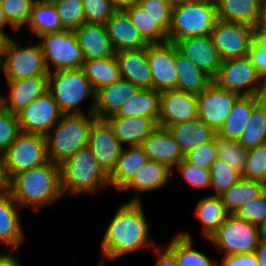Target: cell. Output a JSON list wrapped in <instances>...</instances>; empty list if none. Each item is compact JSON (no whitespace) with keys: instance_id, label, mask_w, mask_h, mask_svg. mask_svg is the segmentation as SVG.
<instances>
[{"instance_id":"277c9868","label":"cell","mask_w":266,"mask_h":266,"mask_svg":"<svg viewBox=\"0 0 266 266\" xmlns=\"http://www.w3.org/2000/svg\"><path fill=\"white\" fill-rule=\"evenodd\" d=\"M95 118L93 114H63L45 136L49 161L61 166L80 148L87 146Z\"/></svg>"},{"instance_id":"44dd1931","label":"cell","mask_w":266,"mask_h":266,"mask_svg":"<svg viewBox=\"0 0 266 266\" xmlns=\"http://www.w3.org/2000/svg\"><path fill=\"white\" fill-rule=\"evenodd\" d=\"M105 28L115 52L143 49L149 45L124 10H115Z\"/></svg>"},{"instance_id":"f546056e","label":"cell","mask_w":266,"mask_h":266,"mask_svg":"<svg viewBox=\"0 0 266 266\" xmlns=\"http://www.w3.org/2000/svg\"><path fill=\"white\" fill-rule=\"evenodd\" d=\"M172 136L179 144L181 151L186 154L192 148L212 140L216 132L202 120L195 119L168 127Z\"/></svg>"},{"instance_id":"30bf717a","label":"cell","mask_w":266,"mask_h":266,"mask_svg":"<svg viewBox=\"0 0 266 266\" xmlns=\"http://www.w3.org/2000/svg\"><path fill=\"white\" fill-rule=\"evenodd\" d=\"M10 37L1 61L5 81H15L33 76L49 75L40 43L27 46Z\"/></svg>"},{"instance_id":"7402d4cb","label":"cell","mask_w":266,"mask_h":266,"mask_svg":"<svg viewBox=\"0 0 266 266\" xmlns=\"http://www.w3.org/2000/svg\"><path fill=\"white\" fill-rule=\"evenodd\" d=\"M173 172L174 171L164 163L148 160L120 191L130 192L132 190L137 194L133 195L128 201L139 202L141 201L140 192H152L164 188L169 183Z\"/></svg>"},{"instance_id":"484cf974","label":"cell","mask_w":266,"mask_h":266,"mask_svg":"<svg viewBox=\"0 0 266 266\" xmlns=\"http://www.w3.org/2000/svg\"><path fill=\"white\" fill-rule=\"evenodd\" d=\"M84 59L110 58L115 51L105 25L84 23L74 30Z\"/></svg>"},{"instance_id":"d590c367","label":"cell","mask_w":266,"mask_h":266,"mask_svg":"<svg viewBox=\"0 0 266 266\" xmlns=\"http://www.w3.org/2000/svg\"><path fill=\"white\" fill-rule=\"evenodd\" d=\"M81 70L95 92L121 79L116 55L110 58L84 60Z\"/></svg>"},{"instance_id":"7a4b0ae2","label":"cell","mask_w":266,"mask_h":266,"mask_svg":"<svg viewBox=\"0 0 266 266\" xmlns=\"http://www.w3.org/2000/svg\"><path fill=\"white\" fill-rule=\"evenodd\" d=\"M8 192L20 208L38 210L63 197L61 167L48 163L15 174L8 181Z\"/></svg>"},{"instance_id":"4dcf8cb0","label":"cell","mask_w":266,"mask_h":266,"mask_svg":"<svg viewBox=\"0 0 266 266\" xmlns=\"http://www.w3.org/2000/svg\"><path fill=\"white\" fill-rule=\"evenodd\" d=\"M160 93L153 89H139L115 114L118 117H147L157 124L159 120Z\"/></svg>"},{"instance_id":"1f68e13d","label":"cell","mask_w":266,"mask_h":266,"mask_svg":"<svg viewBox=\"0 0 266 266\" xmlns=\"http://www.w3.org/2000/svg\"><path fill=\"white\" fill-rule=\"evenodd\" d=\"M26 25L31 32L36 34L37 38L46 33L65 30L51 0H35Z\"/></svg>"},{"instance_id":"681fc988","label":"cell","mask_w":266,"mask_h":266,"mask_svg":"<svg viewBox=\"0 0 266 266\" xmlns=\"http://www.w3.org/2000/svg\"><path fill=\"white\" fill-rule=\"evenodd\" d=\"M173 170H177L190 187L198 189L211 187L209 169L196 167L183 159Z\"/></svg>"},{"instance_id":"ba28073f","label":"cell","mask_w":266,"mask_h":266,"mask_svg":"<svg viewBox=\"0 0 266 266\" xmlns=\"http://www.w3.org/2000/svg\"><path fill=\"white\" fill-rule=\"evenodd\" d=\"M213 82L220 88L241 96H265L266 81L246 56L223 60Z\"/></svg>"},{"instance_id":"be15d7a7","label":"cell","mask_w":266,"mask_h":266,"mask_svg":"<svg viewBox=\"0 0 266 266\" xmlns=\"http://www.w3.org/2000/svg\"><path fill=\"white\" fill-rule=\"evenodd\" d=\"M10 25V28L13 29V31L17 32V30L9 23V21L7 20L4 11L2 9L1 3H0V31H4L5 27Z\"/></svg>"},{"instance_id":"6125c7cd","label":"cell","mask_w":266,"mask_h":266,"mask_svg":"<svg viewBox=\"0 0 266 266\" xmlns=\"http://www.w3.org/2000/svg\"><path fill=\"white\" fill-rule=\"evenodd\" d=\"M10 39V36L8 32L0 31V62L3 59V56L5 54L6 46L8 44V41Z\"/></svg>"},{"instance_id":"3957f363","label":"cell","mask_w":266,"mask_h":266,"mask_svg":"<svg viewBox=\"0 0 266 266\" xmlns=\"http://www.w3.org/2000/svg\"><path fill=\"white\" fill-rule=\"evenodd\" d=\"M61 167V189L71 195L97 193L110 187L109 176L98 165L88 146L80 148Z\"/></svg>"},{"instance_id":"ab89813d","label":"cell","mask_w":266,"mask_h":266,"mask_svg":"<svg viewBox=\"0 0 266 266\" xmlns=\"http://www.w3.org/2000/svg\"><path fill=\"white\" fill-rule=\"evenodd\" d=\"M125 11L148 44H160L168 41L167 35L153 23L152 19L139 5L128 8Z\"/></svg>"},{"instance_id":"ffe728a7","label":"cell","mask_w":266,"mask_h":266,"mask_svg":"<svg viewBox=\"0 0 266 266\" xmlns=\"http://www.w3.org/2000/svg\"><path fill=\"white\" fill-rule=\"evenodd\" d=\"M49 75L33 76L15 81H6L8 97L2 96V106L13 114H18L35 98L48 90Z\"/></svg>"},{"instance_id":"5b68a950","label":"cell","mask_w":266,"mask_h":266,"mask_svg":"<svg viewBox=\"0 0 266 266\" xmlns=\"http://www.w3.org/2000/svg\"><path fill=\"white\" fill-rule=\"evenodd\" d=\"M48 91L63 114H93L96 92L81 68L57 70L49 73ZM93 102L86 110L80 104L87 98Z\"/></svg>"},{"instance_id":"bcb514c9","label":"cell","mask_w":266,"mask_h":266,"mask_svg":"<svg viewBox=\"0 0 266 266\" xmlns=\"http://www.w3.org/2000/svg\"><path fill=\"white\" fill-rule=\"evenodd\" d=\"M139 7L167 36L171 25V7L165 0H140Z\"/></svg>"},{"instance_id":"9f6ffc18","label":"cell","mask_w":266,"mask_h":266,"mask_svg":"<svg viewBox=\"0 0 266 266\" xmlns=\"http://www.w3.org/2000/svg\"><path fill=\"white\" fill-rule=\"evenodd\" d=\"M253 29L255 34L266 36V0H260L258 17Z\"/></svg>"},{"instance_id":"d6986e66","label":"cell","mask_w":266,"mask_h":266,"mask_svg":"<svg viewBox=\"0 0 266 266\" xmlns=\"http://www.w3.org/2000/svg\"><path fill=\"white\" fill-rule=\"evenodd\" d=\"M140 146L148 160L164 163L172 170L185 156L169 129L160 126L154 129Z\"/></svg>"},{"instance_id":"003e7915","label":"cell","mask_w":266,"mask_h":266,"mask_svg":"<svg viewBox=\"0 0 266 266\" xmlns=\"http://www.w3.org/2000/svg\"><path fill=\"white\" fill-rule=\"evenodd\" d=\"M2 96L3 95L0 94V107L2 106Z\"/></svg>"},{"instance_id":"94428289","label":"cell","mask_w":266,"mask_h":266,"mask_svg":"<svg viewBox=\"0 0 266 266\" xmlns=\"http://www.w3.org/2000/svg\"><path fill=\"white\" fill-rule=\"evenodd\" d=\"M8 191V179L5 174L3 154L0 153V194Z\"/></svg>"},{"instance_id":"d4e9b609","label":"cell","mask_w":266,"mask_h":266,"mask_svg":"<svg viewBox=\"0 0 266 266\" xmlns=\"http://www.w3.org/2000/svg\"><path fill=\"white\" fill-rule=\"evenodd\" d=\"M121 78L136 85L139 89H153L151 69L147 60L146 48L115 52Z\"/></svg>"},{"instance_id":"680465c9","label":"cell","mask_w":266,"mask_h":266,"mask_svg":"<svg viewBox=\"0 0 266 266\" xmlns=\"http://www.w3.org/2000/svg\"><path fill=\"white\" fill-rule=\"evenodd\" d=\"M258 266H266V237L262 236L254 251Z\"/></svg>"},{"instance_id":"836d02e7","label":"cell","mask_w":266,"mask_h":266,"mask_svg":"<svg viewBox=\"0 0 266 266\" xmlns=\"http://www.w3.org/2000/svg\"><path fill=\"white\" fill-rule=\"evenodd\" d=\"M192 238L188 231H180L169 242L167 247L174 253L178 266H216V261L210 255L194 248Z\"/></svg>"},{"instance_id":"52a82bcc","label":"cell","mask_w":266,"mask_h":266,"mask_svg":"<svg viewBox=\"0 0 266 266\" xmlns=\"http://www.w3.org/2000/svg\"><path fill=\"white\" fill-rule=\"evenodd\" d=\"M3 160L8 181L17 173L48 163L46 137L21 132L3 153Z\"/></svg>"},{"instance_id":"d6a6232c","label":"cell","mask_w":266,"mask_h":266,"mask_svg":"<svg viewBox=\"0 0 266 266\" xmlns=\"http://www.w3.org/2000/svg\"><path fill=\"white\" fill-rule=\"evenodd\" d=\"M175 65L177 69V90L198 95L213 81L189 59L180 54L176 47Z\"/></svg>"},{"instance_id":"e575fe53","label":"cell","mask_w":266,"mask_h":266,"mask_svg":"<svg viewBox=\"0 0 266 266\" xmlns=\"http://www.w3.org/2000/svg\"><path fill=\"white\" fill-rule=\"evenodd\" d=\"M194 209L196 216L202 224L201 230L203 236L208 240L229 215L221 197L212 194L207 197H202Z\"/></svg>"},{"instance_id":"ee69618b","label":"cell","mask_w":266,"mask_h":266,"mask_svg":"<svg viewBox=\"0 0 266 266\" xmlns=\"http://www.w3.org/2000/svg\"><path fill=\"white\" fill-rule=\"evenodd\" d=\"M242 178L266 184V143L247 150V159Z\"/></svg>"},{"instance_id":"9a60e30c","label":"cell","mask_w":266,"mask_h":266,"mask_svg":"<svg viewBox=\"0 0 266 266\" xmlns=\"http://www.w3.org/2000/svg\"><path fill=\"white\" fill-rule=\"evenodd\" d=\"M93 152L98 165L110 176L123 149L107 119L95 118L92 121L87 145Z\"/></svg>"},{"instance_id":"cb8c5ba5","label":"cell","mask_w":266,"mask_h":266,"mask_svg":"<svg viewBox=\"0 0 266 266\" xmlns=\"http://www.w3.org/2000/svg\"><path fill=\"white\" fill-rule=\"evenodd\" d=\"M138 90L136 85L123 78L100 88L96 91L93 115L96 118L106 119L116 114L126 101L135 96Z\"/></svg>"},{"instance_id":"7dc6e473","label":"cell","mask_w":266,"mask_h":266,"mask_svg":"<svg viewBox=\"0 0 266 266\" xmlns=\"http://www.w3.org/2000/svg\"><path fill=\"white\" fill-rule=\"evenodd\" d=\"M21 133L16 114L0 107V153H4Z\"/></svg>"},{"instance_id":"4fadbf2b","label":"cell","mask_w":266,"mask_h":266,"mask_svg":"<svg viewBox=\"0 0 266 266\" xmlns=\"http://www.w3.org/2000/svg\"><path fill=\"white\" fill-rule=\"evenodd\" d=\"M240 95L218 87L213 81L197 95L198 119L217 132Z\"/></svg>"},{"instance_id":"f6af8a7d","label":"cell","mask_w":266,"mask_h":266,"mask_svg":"<svg viewBox=\"0 0 266 266\" xmlns=\"http://www.w3.org/2000/svg\"><path fill=\"white\" fill-rule=\"evenodd\" d=\"M35 0H0L9 23L19 31L27 24Z\"/></svg>"},{"instance_id":"8fae6325","label":"cell","mask_w":266,"mask_h":266,"mask_svg":"<svg viewBox=\"0 0 266 266\" xmlns=\"http://www.w3.org/2000/svg\"><path fill=\"white\" fill-rule=\"evenodd\" d=\"M37 39H40L39 43L48 73L82 67L85 59L74 31L46 33Z\"/></svg>"},{"instance_id":"7c38bea8","label":"cell","mask_w":266,"mask_h":266,"mask_svg":"<svg viewBox=\"0 0 266 266\" xmlns=\"http://www.w3.org/2000/svg\"><path fill=\"white\" fill-rule=\"evenodd\" d=\"M254 34V29L250 25L217 20L211 38L221 59L229 60L248 55Z\"/></svg>"},{"instance_id":"6f0895ef","label":"cell","mask_w":266,"mask_h":266,"mask_svg":"<svg viewBox=\"0 0 266 266\" xmlns=\"http://www.w3.org/2000/svg\"><path fill=\"white\" fill-rule=\"evenodd\" d=\"M14 251L8 250L0 253V266H22L19 259L14 255Z\"/></svg>"},{"instance_id":"f907efd6","label":"cell","mask_w":266,"mask_h":266,"mask_svg":"<svg viewBox=\"0 0 266 266\" xmlns=\"http://www.w3.org/2000/svg\"><path fill=\"white\" fill-rule=\"evenodd\" d=\"M82 3L89 24L105 25L115 11L110 0H82Z\"/></svg>"},{"instance_id":"83f0119b","label":"cell","mask_w":266,"mask_h":266,"mask_svg":"<svg viewBox=\"0 0 266 266\" xmlns=\"http://www.w3.org/2000/svg\"><path fill=\"white\" fill-rule=\"evenodd\" d=\"M147 161L148 157L140 145L124 146L116 167L109 176L110 187L120 191Z\"/></svg>"},{"instance_id":"f5cc1de1","label":"cell","mask_w":266,"mask_h":266,"mask_svg":"<svg viewBox=\"0 0 266 266\" xmlns=\"http://www.w3.org/2000/svg\"><path fill=\"white\" fill-rule=\"evenodd\" d=\"M247 57L260 76L266 81V36L254 34Z\"/></svg>"},{"instance_id":"816d5d0a","label":"cell","mask_w":266,"mask_h":266,"mask_svg":"<svg viewBox=\"0 0 266 266\" xmlns=\"http://www.w3.org/2000/svg\"><path fill=\"white\" fill-rule=\"evenodd\" d=\"M235 215L259 227L266 217V191L259 198L241 206Z\"/></svg>"},{"instance_id":"c3c4849f","label":"cell","mask_w":266,"mask_h":266,"mask_svg":"<svg viewBox=\"0 0 266 266\" xmlns=\"http://www.w3.org/2000/svg\"><path fill=\"white\" fill-rule=\"evenodd\" d=\"M184 159L191 165L209 169L211 164L218 159L215 137L209 142L189 150Z\"/></svg>"},{"instance_id":"91938a15","label":"cell","mask_w":266,"mask_h":266,"mask_svg":"<svg viewBox=\"0 0 266 266\" xmlns=\"http://www.w3.org/2000/svg\"><path fill=\"white\" fill-rule=\"evenodd\" d=\"M140 0H110L114 10H126L138 5Z\"/></svg>"},{"instance_id":"f35d334b","label":"cell","mask_w":266,"mask_h":266,"mask_svg":"<svg viewBox=\"0 0 266 266\" xmlns=\"http://www.w3.org/2000/svg\"><path fill=\"white\" fill-rule=\"evenodd\" d=\"M238 142L247 150L266 143V98L264 96L253 106L250 120Z\"/></svg>"},{"instance_id":"8992f818","label":"cell","mask_w":266,"mask_h":266,"mask_svg":"<svg viewBox=\"0 0 266 266\" xmlns=\"http://www.w3.org/2000/svg\"><path fill=\"white\" fill-rule=\"evenodd\" d=\"M217 18L215 0H189L171 9L168 41L211 35Z\"/></svg>"},{"instance_id":"11a10c76","label":"cell","mask_w":266,"mask_h":266,"mask_svg":"<svg viewBox=\"0 0 266 266\" xmlns=\"http://www.w3.org/2000/svg\"><path fill=\"white\" fill-rule=\"evenodd\" d=\"M154 251L157 256L155 266H178L174 253L168 247L162 248L156 245Z\"/></svg>"},{"instance_id":"e7e4bbea","label":"cell","mask_w":266,"mask_h":266,"mask_svg":"<svg viewBox=\"0 0 266 266\" xmlns=\"http://www.w3.org/2000/svg\"><path fill=\"white\" fill-rule=\"evenodd\" d=\"M165 1L172 8V7L178 6V5H180L186 1H189V0H165Z\"/></svg>"},{"instance_id":"f1b7e54d","label":"cell","mask_w":266,"mask_h":266,"mask_svg":"<svg viewBox=\"0 0 266 266\" xmlns=\"http://www.w3.org/2000/svg\"><path fill=\"white\" fill-rule=\"evenodd\" d=\"M262 97L263 96L240 95L233 104L229 116L221 128L216 132V135L222 138L238 141L250 120L253 106Z\"/></svg>"},{"instance_id":"74e56055","label":"cell","mask_w":266,"mask_h":266,"mask_svg":"<svg viewBox=\"0 0 266 266\" xmlns=\"http://www.w3.org/2000/svg\"><path fill=\"white\" fill-rule=\"evenodd\" d=\"M218 20L254 26L260 0H215Z\"/></svg>"},{"instance_id":"b9f144b4","label":"cell","mask_w":266,"mask_h":266,"mask_svg":"<svg viewBox=\"0 0 266 266\" xmlns=\"http://www.w3.org/2000/svg\"><path fill=\"white\" fill-rule=\"evenodd\" d=\"M59 14L62 27L65 30L79 28L86 23L82 0H51Z\"/></svg>"},{"instance_id":"e0dca14e","label":"cell","mask_w":266,"mask_h":266,"mask_svg":"<svg viewBox=\"0 0 266 266\" xmlns=\"http://www.w3.org/2000/svg\"><path fill=\"white\" fill-rule=\"evenodd\" d=\"M173 44L180 54L212 80L217 76L223 60L214 46L211 35L182 38Z\"/></svg>"},{"instance_id":"8d00e7d4","label":"cell","mask_w":266,"mask_h":266,"mask_svg":"<svg viewBox=\"0 0 266 266\" xmlns=\"http://www.w3.org/2000/svg\"><path fill=\"white\" fill-rule=\"evenodd\" d=\"M265 191V183L241 178L219 196L222 199L226 211L229 214H235L241 206L259 198Z\"/></svg>"},{"instance_id":"4316f807","label":"cell","mask_w":266,"mask_h":266,"mask_svg":"<svg viewBox=\"0 0 266 266\" xmlns=\"http://www.w3.org/2000/svg\"><path fill=\"white\" fill-rule=\"evenodd\" d=\"M106 119L112 125L114 134L123 147L124 144L129 146L141 145L149 134L158 127L153 119L147 117L125 118L114 114Z\"/></svg>"},{"instance_id":"2e32d148","label":"cell","mask_w":266,"mask_h":266,"mask_svg":"<svg viewBox=\"0 0 266 266\" xmlns=\"http://www.w3.org/2000/svg\"><path fill=\"white\" fill-rule=\"evenodd\" d=\"M146 51L153 80V90L160 93L176 89L175 45L169 41L149 44Z\"/></svg>"},{"instance_id":"ac0fdd59","label":"cell","mask_w":266,"mask_h":266,"mask_svg":"<svg viewBox=\"0 0 266 266\" xmlns=\"http://www.w3.org/2000/svg\"><path fill=\"white\" fill-rule=\"evenodd\" d=\"M197 118L196 94L177 89L160 92L158 126L168 128Z\"/></svg>"},{"instance_id":"9c48e42d","label":"cell","mask_w":266,"mask_h":266,"mask_svg":"<svg viewBox=\"0 0 266 266\" xmlns=\"http://www.w3.org/2000/svg\"><path fill=\"white\" fill-rule=\"evenodd\" d=\"M259 227L235 214H229L217 231L211 236L212 243L225 255L253 253L261 239Z\"/></svg>"},{"instance_id":"03108f58","label":"cell","mask_w":266,"mask_h":266,"mask_svg":"<svg viewBox=\"0 0 266 266\" xmlns=\"http://www.w3.org/2000/svg\"><path fill=\"white\" fill-rule=\"evenodd\" d=\"M259 229L261 231V235L266 237V217L264 218L262 224L259 226Z\"/></svg>"},{"instance_id":"db71d44e","label":"cell","mask_w":266,"mask_h":266,"mask_svg":"<svg viewBox=\"0 0 266 266\" xmlns=\"http://www.w3.org/2000/svg\"><path fill=\"white\" fill-rule=\"evenodd\" d=\"M221 266H258L255 253L225 255L221 259Z\"/></svg>"},{"instance_id":"5bb4252c","label":"cell","mask_w":266,"mask_h":266,"mask_svg":"<svg viewBox=\"0 0 266 266\" xmlns=\"http://www.w3.org/2000/svg\"><path fill=\"white\" fill-rule=\"evenodd\" d=\"M63 113L47 90L17 114L21 132L46 136Z\"/></svg>"},{"instance_id":"60d3db41","label":"cell","mask_w":266,"mask_h":266,"mask_svg":"<svg viewBox=\"0 0 266 266\" xmlns=\"http://www.w3.org/2000/svg\"><path fill=\"white\" fill-rule=\"evenodd\" d=\"M218 159L228 163L234 170L242 174L246 159L247 149L237 140H230L215 135Z\"/></svg>"},{"instance_id":"603a6c76","label":"cell","mask_w":266,"mask_h":266,"mask_svg":"<svg viewBox=\"0 0 266 266\" xmlns=\"http://www.w3.org/2000/svg\"><path fill=\"white\" fill-rule=\"evenodd\" d=\"M20 206L7 191L0 194V246L15 250L24 241V231L21 225Z\"/></svg>"},{"instance_id":"7bdbcfd3","label":"cell","mask_w":266,"mask_h":266,"mask_svg":"<svg viewBox=\"0 0 266 266\" xmlns=\"http://www.w3.org/2000/svg\"><path fill=\"white\" fill-rule=\"evenodd\" d=\"M211 187L214 190L213 195H221L232 185L238 182L241 174L234 170L228 163L216 159L209 168Z\"/></svg>"},{"instance_id":"6da1fadb","label":"cell","mask_w":266,"mask_h":266,"mask_svg":"<svg viewBox=\"0 0 266 266\" xmlns=\"http://www.w3.org/2000/svg\"><path fill=\"white\" fill-rule=\"evenodd\" d=\"M146 218L141 201L121 204L101 238L99 245L102 262L96 266H105L106 261L115 260L136 250L156 247V242L149 238L150 224Z\"/></svg>"}]
</instances>
